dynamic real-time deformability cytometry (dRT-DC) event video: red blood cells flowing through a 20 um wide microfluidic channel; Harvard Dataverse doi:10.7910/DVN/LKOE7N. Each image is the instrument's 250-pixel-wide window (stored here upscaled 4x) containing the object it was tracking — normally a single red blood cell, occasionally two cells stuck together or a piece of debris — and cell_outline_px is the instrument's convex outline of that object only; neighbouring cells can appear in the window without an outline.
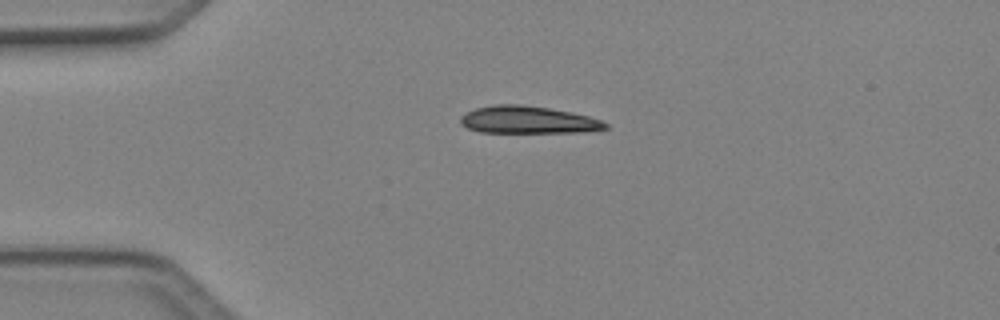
{"species": "Egyptian fruit bat (a non-hibernating species)", "species_latin": "Rousettus aegyptiacus", "temperature_condition": "cold", "stored_images_in_passage": 2, "camera_frame_rate_fps": 3000, "um_per_image_px": 0.085, "animal": {"sex": "female"}, "frame": {"image": 1, "passage_image": 1, "time_ms": 0.0, "image_size_px": [1000, 320], "cell_outline_px": [[608, 128], [584, 132], [480, 132], [468, 128], [460, 124], [460, 116], [476, 108], [492, 104], [520, 104], [548, 108], [588, 116], [600, 120], [608, 124]], "centroid_in_image_um": [44.84, 10.19], "position_along_channel_um": 40.2, "area_um2": 22.95}}
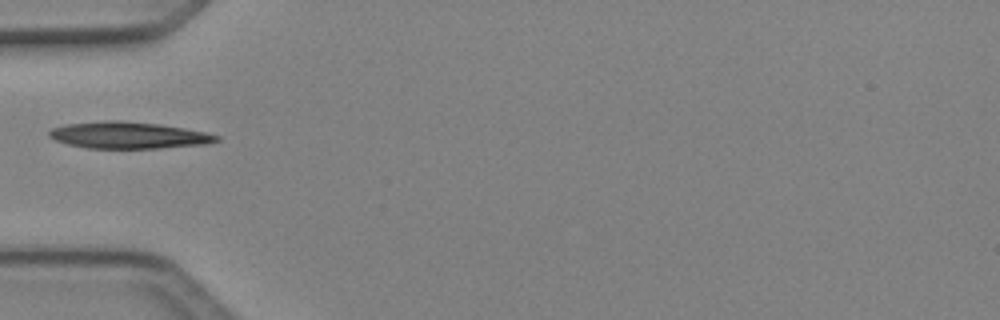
{"frame": {"image": 2, "passage_image": 2, "time_ms": 0.333, "image_size_px": [1000, 320], "cell_outline_px": [[220, 140], [208, 144], [160, 148], [88, 148], [68, 144], [56, 140], [48, 136], [48, 132], [52, 128], [64, 124], [108, 120], [124, 120], [160, 124], [208, 132], [220, 136]], "centroid_in_image_um": [10.95, 11.48], "position_along_channel_um": 74.0, "area_um2": 26.24}}